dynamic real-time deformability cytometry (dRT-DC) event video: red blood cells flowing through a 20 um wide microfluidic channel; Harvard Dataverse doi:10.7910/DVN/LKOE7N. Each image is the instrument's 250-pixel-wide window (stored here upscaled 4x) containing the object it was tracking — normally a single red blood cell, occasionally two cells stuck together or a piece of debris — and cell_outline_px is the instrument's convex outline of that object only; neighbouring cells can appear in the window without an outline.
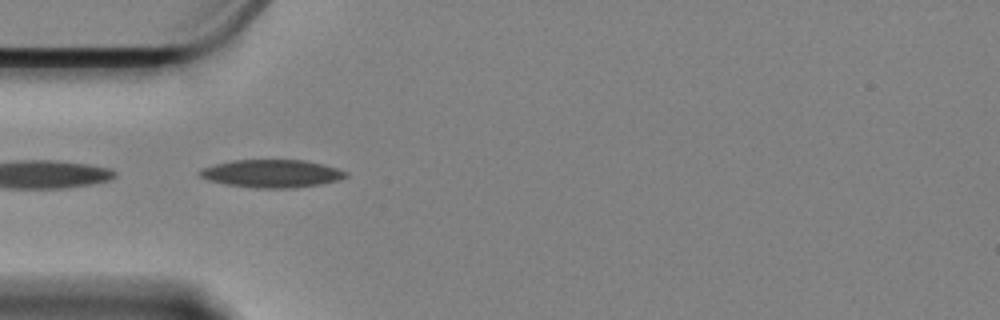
{"species": "Egyptian fruit bat (a non-hibernating species)", "species_latin": "Rousettus aegyptiacus", "temperature_condition": "cold", "stored_images_in_passage": 15, "camera_frame_rate_fps": 3000, "um_per_image_px": 0.085, "animal": {"sex": "female"}, "frame": {"image": 1, "passage_image": 1, "time_ms": 0.0, "image_size_px": [1000, 320], "cell_outline_px": [[348, 176], [336, 180], [320, 184], [292, 188], [256, 188], [228, 184], [208, 180], [200, 176], [196, 172], [200, 168], [232, 160], [304, 160], [324, 164], [348, 172]], "centroid_in_image_um": [23.08, 14.74], "position_along_channel_um": 61.9, "area_um2": 23.64}}
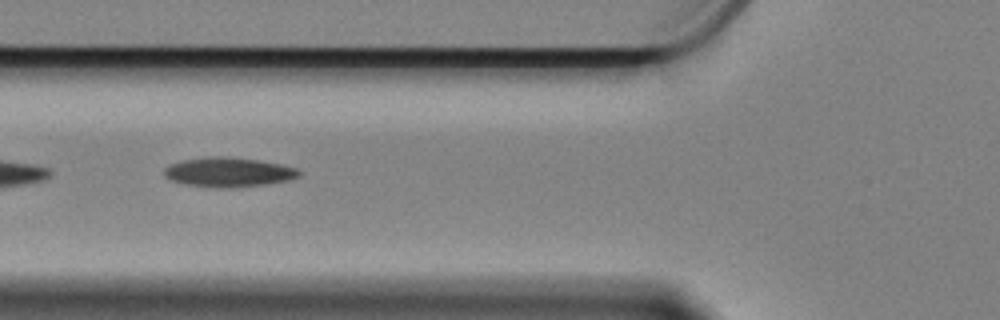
{"frame": {"image": 2, "passage_image": 5, "time_ms": 1.333, "image_size_px": [1000, 320], "cell_outline_px": [[300, 176], [288, 180], [264, 184], [228, 188], [212, 188], [188, 184], [172, 180], [164, 176], [164, 168], [172, 164], [184, 160], [208, 156], [228, 156], [256, 160], [280, 164], [296, 168], [300, 172]], "centroid_in_image_um": [19.41, 14.63], "position_along_channel_um": 106.4, "area_um2": 22.95}}